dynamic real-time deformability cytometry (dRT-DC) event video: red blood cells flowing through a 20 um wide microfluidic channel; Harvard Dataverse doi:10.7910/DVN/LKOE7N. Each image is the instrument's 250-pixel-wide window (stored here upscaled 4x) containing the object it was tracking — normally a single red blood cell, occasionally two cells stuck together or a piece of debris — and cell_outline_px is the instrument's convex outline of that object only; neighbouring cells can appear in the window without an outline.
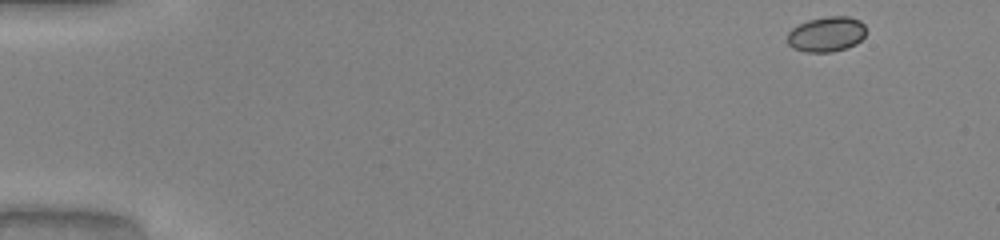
{"species": "common noctule bat (a hibernating species)", "species_latin": "Nyctalus noctula", "temperature_condition": "warm", "stored_images_in_passage": 48, "camera_frame_rate_fps": 3000, "um_per_image_px": 0.085, "animal": {"sex": "male", "body_mass_g": 20.0, "forearm_length_mm": 53.3}, "frame": {"image": 1, "passage_image": 1, "time_ms": 0.0, "image_size_px": [1000, 240], "cell_outline_px": [[864, 36], [856, 44], [832, 52], [804, 52], [792, 48], [788, 44], [788, 32], [792, 28], [808, 20], [828, 16], [848, 16], [860, 20], [864, 24]], "centroid_in_image_um": [70.23, 2.91], "position_along_channel_um": 14.8, "area_um2": 16.07}}
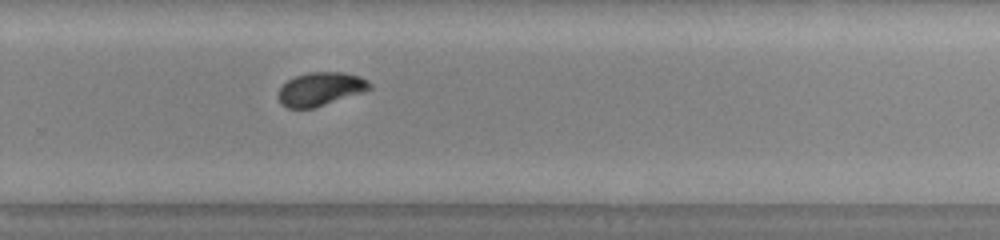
{"frame": {"image": 2, "passage_image": 32, "time_ms": 10.333, "image_size_px": [1000, 240], "cell_outline_px": [[372, 88], [364, 92], [312, 108], [288, 108], [280, 104], [276, 96], [280, 88], [288, 80], [296, 76], [308, 72], [344, 72], [360, 76], [368, 80], [372, 84]], "centroid_in_image_um": [27.24, 7.56], "position_along_channel_um": 302.6, "area_um2": 17.92}}
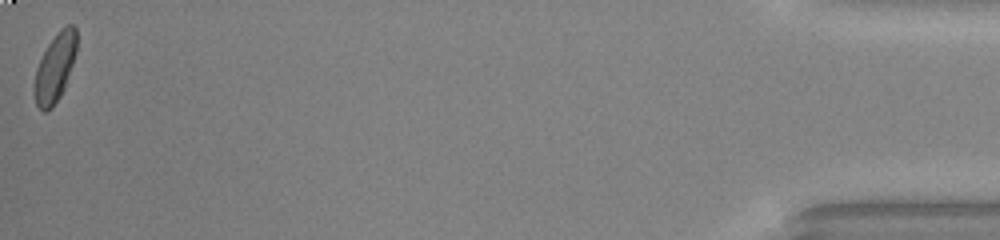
{"frame": {"image": 3, "passage_image": 48, "time_ms": 15.667, "image_size_px": [1000, 240], "cell_outline_px": [[76, 52], [64, 88], [60, 96], [52, 108], [44, 112], [36, 104], [32, 92], [32, 88], [36, 68], [48, 44], [60, 28], [68, 24], [72, 24], [76, 28]], "centroid_in_image_um": [4.64, 5.77], "position_along_channel_um": 430.6, "area_um2": 16.88}, "authors_computed_cell_mechanics": {"area_um2": 17.1955, "velocity_mm_per_s": 4.0888, "shape_relaxation_time_tau1_ms": 3.1765, "shape_relaxation_time_tau2_ms": 2.1033, "deformation_change_tau1": 0.121, "deformation_change_tau2": 0.0573}}